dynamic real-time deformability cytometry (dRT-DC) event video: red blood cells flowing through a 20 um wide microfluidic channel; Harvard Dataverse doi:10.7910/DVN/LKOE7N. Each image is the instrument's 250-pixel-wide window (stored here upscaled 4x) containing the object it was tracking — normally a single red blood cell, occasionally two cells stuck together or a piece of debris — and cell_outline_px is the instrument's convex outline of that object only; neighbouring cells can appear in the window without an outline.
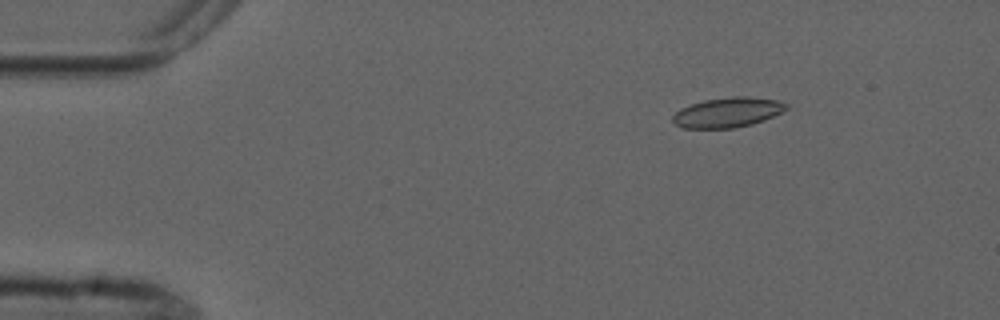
{"species": "common noctule bat (a hibernating species)", "species_latin": "Nyctalus noctula", "temperature_condition": "cold", "stored_images_in_passage": 11, "camera_frame_rate_fps": 3000, "um_per_image_px": 0.085, "animal": {"sex": "male", "forearm_length_mm": 52.5}, "frame": {"image": 1, "passage_image": 3, "time_ms": 2.333, "image_size_px": [1000, 320], "cell_outline_px": [[788, 108], [764, 120], [752, 124], [736, 128], [680, 128], [672, 120], [672, 116], [680, 108], [704, 100], [732, 96], [748, 96], [776, 100], [788, 104]], "centroid_in_image_um": [61.83, 9.55], "position_along_channel_um": 23.2, "area_um2": 19.77}}
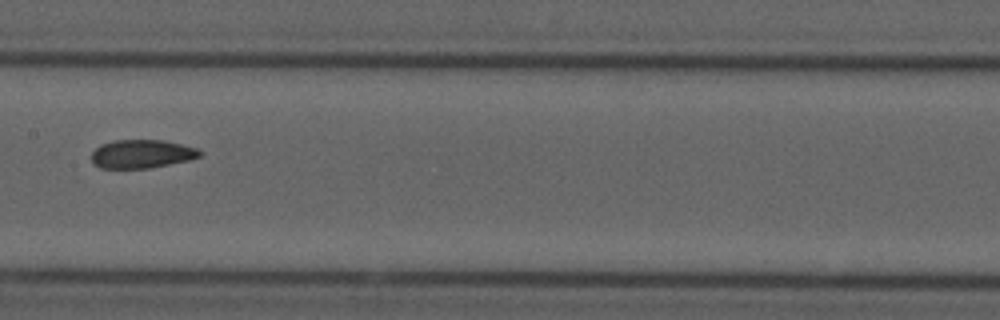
{"frame": {"image": 2, "passage_image": 8, "time_ms": 9.0, "image_size_px": [1000, 320], "cell_outline_px": [[200, 156], [188, 160], [148, 168], [100, 168], [92, 164], [92, 152], [100, 144], [112, 140], [164, 140], [196, 148], [200, 152]], "centroid_in_image_um": [11.98, 13.08], "position_along_channel_um": 195.4, "area_um2": 17.86}}
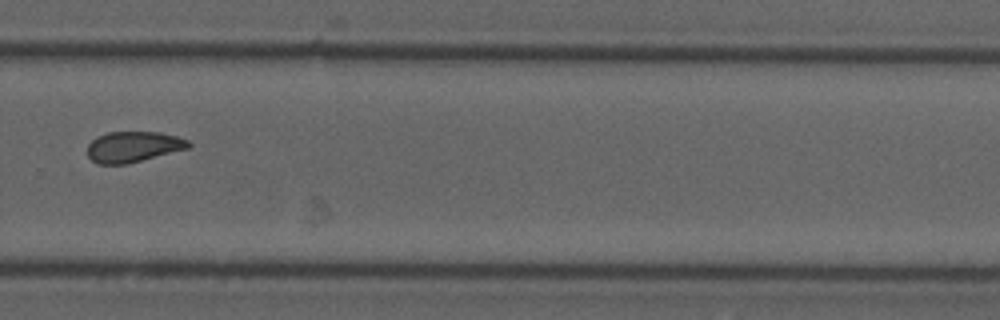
{"frame": {"image": 3, "passage_image": 11, "time_ms": 12.333, "image_size_px": [1000, 320], "cell_outline_px": [[192, 144], [188, 148], [128, 164], [96, 164], [88, 156], [88, 144], [96, 136], [108, 132], [160, 132], [176, 136], [188, 140]], "centroid_in_image_um": [11.31, 12.47], "position_along_channel_um": 318.5, "area_um2": 18.15}}